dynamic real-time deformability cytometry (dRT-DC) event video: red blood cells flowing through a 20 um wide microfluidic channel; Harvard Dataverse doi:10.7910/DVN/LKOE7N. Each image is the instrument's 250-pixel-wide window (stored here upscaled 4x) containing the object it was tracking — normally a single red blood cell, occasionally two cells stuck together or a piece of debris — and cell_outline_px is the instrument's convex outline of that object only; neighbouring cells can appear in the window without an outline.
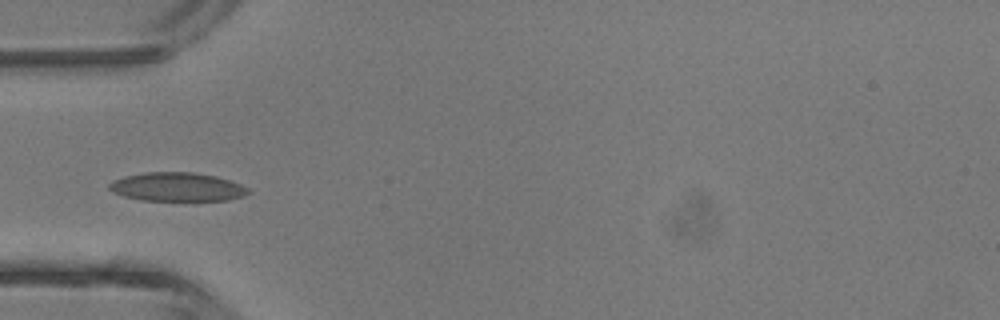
{"species": "common noctule bat (a hibernating species)", "species_latin": "Nyctalus noctula", "temperature_condition": "room temperature", "stored_images_in_passage": 5, "camera_frame_rate_fps": 3000, "um_per_image_px": 0.085, "animal": {"sex": "male", "body_mass_g": 13.3}, "frame": {"image": 1, "passage_image": 4, "time_ms": 3.667, "image_size_px": [1000, 320], "cell_outline_px": [[252, 192], [244, 196], [228, 200], [140, 200], [124, 196], [112, 192], [108, 188], [108, 184], [112, 180], [124, 176], [148, 172], [192, 172], [216, 176], [240, 184], [248, 188]], "centroid_in_image_um": [15.04, 15.89], "position_along_channel_um": 70.0, "area_um2": 23.29}}
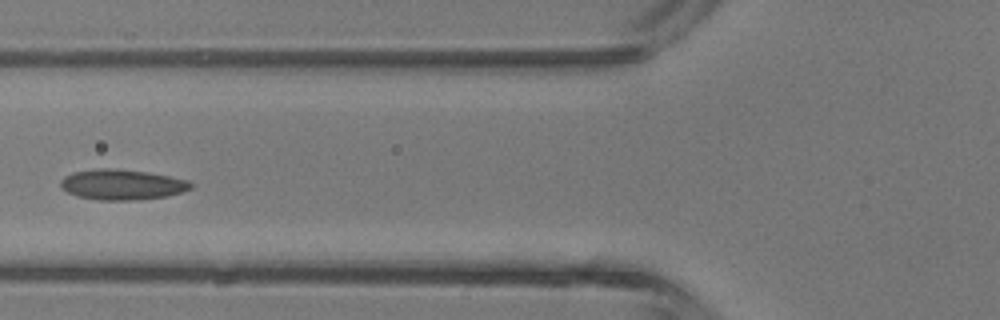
{"frame": {"image": 2, "passage_image": 5, "time_ms": 4.667, "image_size_px": [1000, 320], "cell_outline_px": [[196, 184], [192, 188], [168, 196], [140, 200], [96, 200], [76, 196], [60, 188], [60, 180], [64, 176], [72, 172], [104, 168], [148, 172], [188, 180]], "centroid_in_image_um": [10.37, 15.7], "position_along_channel_um": 115.4, "area_um2": 23.18}}